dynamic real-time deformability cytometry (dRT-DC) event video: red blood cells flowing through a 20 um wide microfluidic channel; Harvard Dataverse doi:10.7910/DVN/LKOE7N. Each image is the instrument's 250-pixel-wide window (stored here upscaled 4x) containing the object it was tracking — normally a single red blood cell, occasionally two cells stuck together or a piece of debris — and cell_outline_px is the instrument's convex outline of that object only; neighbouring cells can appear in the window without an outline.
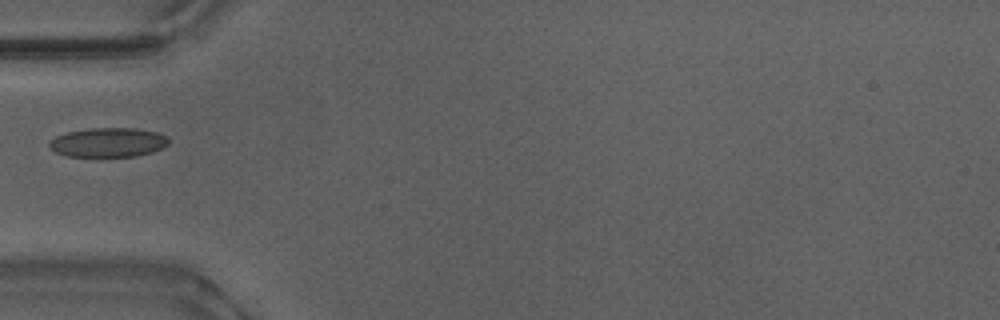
{"species": "Egyptian fruit bat (a non-hibernating species)", "species_latin": "Rousettus aegyptiacus", "temperature_condition": "warm", "stored_images_in_passage": 30, "camera_frame_rate_fps": 3000, "um_per_image_px": 0.085, "animal": {"sex": "male"}, "frame": {"image": 1, "passage_image": 1, "time_ms": 0.0, "image_size_px": [1000, 320], "cell_outline_px": [[168, 144], [152, 152], [136, 156], [68, 156], [56, 152], [48, 144], [56, 136], [68, 132], [92, 128], [136, 128], [156, 132], [168, 136]], "centroid_in_image_um": [9.22, 12.1], "position_along_channel_um": 75.8, "area_um2": 20.11}}